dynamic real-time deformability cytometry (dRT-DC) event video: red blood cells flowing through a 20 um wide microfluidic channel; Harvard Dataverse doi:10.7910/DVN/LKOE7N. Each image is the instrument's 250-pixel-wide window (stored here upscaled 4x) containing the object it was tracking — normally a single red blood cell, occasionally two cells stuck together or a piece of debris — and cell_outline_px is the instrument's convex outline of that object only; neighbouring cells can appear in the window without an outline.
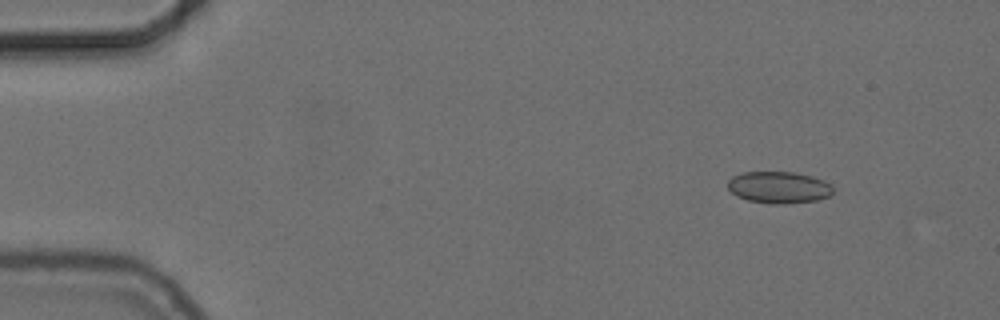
{"species": "common noctule bat (a hibernating species)", "species_latin": "Nyctalus noctula", "temperature_condition": "cold", "stored_images_in_passage": 35, "camera_frame_rate_fps": 3000, "um_per_image_px": 0.085, "animal": {"sex": "female", "body_mass_g": 24.6, "forearm_length_mm": 56.2}, "frame": {"image": 1, "passage_image": 1, "time_ms": 0.0, "image_size_px": [1000, 320], "cell_outline_px": [[832, 192], [828, 196], [816, 200], [784, 204], [772, 204], [748, 200], [736, 196], [728, 188], [728, 180], [732, 176], [744, 172], [792, 172], [812, 176], [824, 180], [832, 184]], "centroid_in_image_um": [66.19, 15.92], "position_along_channel_um": 18.8, "area_um2": 19.48}}
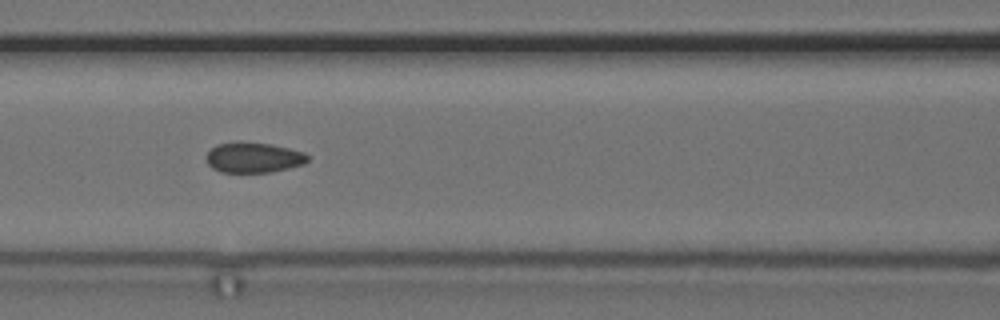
{"frame": {"image": 2, "passage_image": 19, "time_ms": 6.0, "image_size_px": [1000, 320], "cell_outline_px": [[308, 160], [304, 164], [272, 172], [220, 172], [212, 168], [208, 164], [204, 156], [216, 144], [240, 140], [272, 144], [304, 152], [308, 156]], "centroid_in_image_um": [21.51, 13.37], "position_along_channel_um": 145.1, "area_um2": 18.26}}
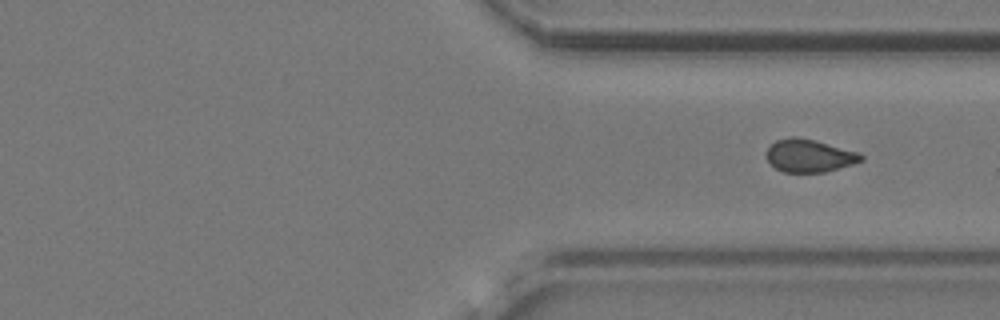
{"frame": {"image": 3, "passage_image": 35, "time_ms": 11.333, "image_size_px": [1000, 320], "cell_outline_px": [[864, 160], [852, 164], [824, 172], [784, 172], [776, 168], [768, 160], [768, 148], [776, 140], [792, 136], [796, 136], [816, 140], [860, 152], [864, 156]], "centroid_in_image_um": [68.84, 13.22], "position_along_channel_um": 342.6, "area_um2": 18.03}}